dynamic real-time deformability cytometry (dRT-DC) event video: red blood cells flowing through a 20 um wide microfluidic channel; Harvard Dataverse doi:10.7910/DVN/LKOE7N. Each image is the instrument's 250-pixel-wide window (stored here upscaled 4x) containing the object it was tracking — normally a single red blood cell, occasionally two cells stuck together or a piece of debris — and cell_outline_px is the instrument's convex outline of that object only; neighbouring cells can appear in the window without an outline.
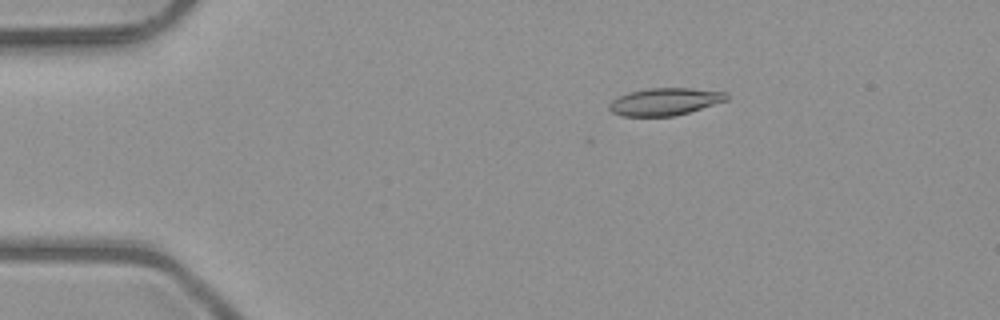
{"species": "common noctule bat (a hibernating species)", "species_latin": "Nyctalus noctula", "temperature_condition": "room temperature", "stored_images_in_passage": 15, "camera_frame_rate_fps": 3000, "um_per_image_px": 0.085, "animal": {"sex": "male", "body_mass_g": 23.1, "forearm_length_mm": 52.7}, "frame": {"image": 1, "passage_image": 10, "time_ms": 3.0, "image_size_px": [1000, 320], "cell_outline_px": [[728, 100], [676, 116], [620, 116], [612, 112], [608, 108], [608, 104], [612, 100], [628, 92], [648, 88], [692, 88], [728, 92]], "centroid_in_image_um": [56.52, 8.64], "position_along_channel_um": 28.5, "area_um2": 18.84}}